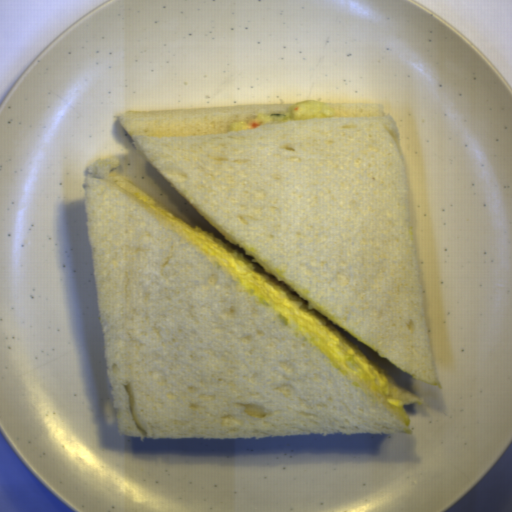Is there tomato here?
Segmentation results:
<instances>
[{
	"mask_svg": "<svg viewBox=\"0 0 512 512\" xmlns=\"http://www.w3.org/2000/svg\"><path fill=\"white\" fill-rule=\"evenodd\" d=\"M260 125H261L260 122L256 121V122L252 123L251 126H252L253 129H256V128H259Z\"/></svg>",
	"mask_w": 512,
	"mask_h": 512,
	"instance_id": "tomato-1",
	"label": "tomato"
}]
</instances>
